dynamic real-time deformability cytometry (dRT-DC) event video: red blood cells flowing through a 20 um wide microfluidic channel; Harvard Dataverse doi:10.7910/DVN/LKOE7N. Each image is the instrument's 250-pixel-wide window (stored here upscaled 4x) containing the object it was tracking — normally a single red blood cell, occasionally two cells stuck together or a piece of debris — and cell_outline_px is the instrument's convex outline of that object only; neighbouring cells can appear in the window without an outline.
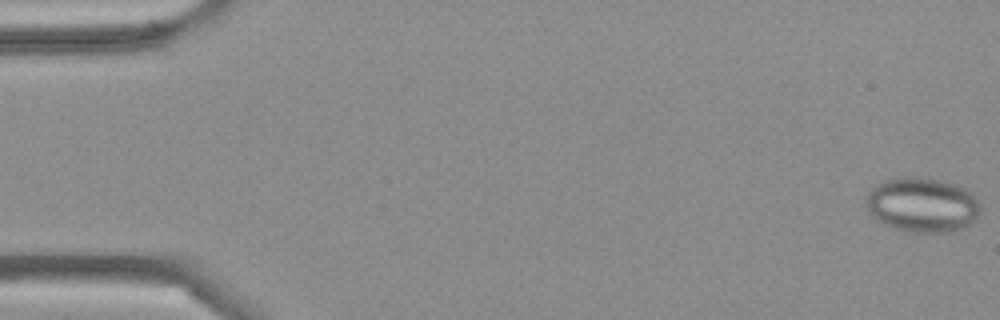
{"species": "Egyptian fruit bat (a non-hibernating species)", "species_latin": "Rousettus aegyptiacus", "temperature_condition": "cold", "stored_images_in_passage": 5, "camera_frame_rate_fps": 3000, "um_per_image_px": 0.085, "frame": {"image": 1, "passage_image": 5, "time_ms": 1.333, "image_size_px": [1000, 320], "cell_outline_px": [[980, 208], [976, 220], [952, 232], [912, 232], [896, 228], [884, 224], [876, 220], [868, 212], [864, 200], [868, 192], [876, 184], [884, 180], [908, 176], [940, 180], [956, 184], [972, 192], [980, 204]], "centroid_in_image_um": [78.37, 17.4], "position_along_channel_um": 6.6, "area_um2": 36.59}}